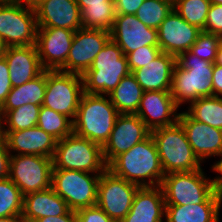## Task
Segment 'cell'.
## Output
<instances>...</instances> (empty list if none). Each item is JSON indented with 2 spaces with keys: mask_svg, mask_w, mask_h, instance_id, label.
<instances>
[{
  "mask_svg": "<svg viewBox=\"0 0 222 222\" xmlns=\"http://www.w3.org/2000/svg\"><path fill=\"white\" fill-rule=\"evenodd\" d=\"M107 170L140 187L160 186L165 176L157 146L151 134L130 150L115 157L107 165Z\"/></svg>",
  "mask_w": 222,
  "mask_h": 222,
  "instance_id": "cell-1",
  "label": "cell"
},
{
  "mask_svg": "<svg viewBox=\"0 0 222 222\" xmlns=\"http://www.w3.org/2000/svg\"><path fill=\"white\" fill-rule=\"evenodd\" d=\"M213 69L214 63L202 60L190 51L176 57L170 94L178 107L200 97L213 96Z\"/></svg>",
  "mask_w": 222,
  "mask_h": 222,
  "instance_id": "cell-2",
  "label": "cell"
},
{
  "mask_svg": "<svg viewBox=\"0 0 222 222\" xmlns=\"http://www.w3.org/2000/svg\"><path fill=\"white\" fill-rule=\"evenodd\" d=\"M101 94L84 92L73 120V133L79 137L104 146L108 141L115 121L120 114L108 99Z\"/></svg>",
  "mask_w": 222,
  "mask_h": 222,
  "instance_id": "cell-3",
  "label": "cell"
},
{
  "mask_svg": "<svg viewBox=\"0 0 222 222\" xmlns=\"http://www.w3.org/2000/svg\"><path fill=\"white\" fill-rule=\"evenodd\" d=\"M130 73L127 57L110 39L97 54L91 67L82 75L84 92L107 96Z\"/></svg>",
  "mask_w": 222,
  "mask_h": 222,
  "instance_id": "cell-4",
  "label": "cell"
},
{
  "mask_svg": "<svg viewBox=\"0 0 222 222\" xmlns=\"http://www.w3.org/2000/svg\"><path fill=\"white\" fill-rule=\"evenodd\" d=\"M160 163L165 174L201 169V161L194 154L182 125L175 124L151 130Z\"/></svg>",
  "mask_w": 222,
  "mask_h": 222,
  "instance_id": "cell-5",
  "label": "cell"
},
{
  "mask_svg": "<svg viewBox=\"0 0 222 222\" xmlns=\"http://www.w3.org/2000/svg\"><path fill=\"white\" fill-rule=\"evenodd\" d=\"M53 169L80 170L102 174L107 170L103 149L97 143L72 133L57 141Z\"/></svg>",
  "mask_w": 222,
  "mask_h": 222,
  "instance_id": "cell-6",
  "label": "cell"
},
{
  "mask_svg": "<svg viewBox=\"0 0 222 222\" xmlns=\"http://www.w3.org/2000/svg\"><path fill=\"white\" fill-rule=\"evenodd\" d=\"M204 174L202 169L165 174L160 185L165 205L203 203L216 190L214 179Z\"/></svg>",
  "mask_w": 222,
  "mask_h": 222,
  "instance_id": "cell-7",
  "label": "cell"
},
{
  "mask_svg": "<svg viewBox=\"0 0 222 222\" xmlns=\"http://www.w3.org/2000/svg\"><path fill=\"white\" fill-rule=\"evenodd\" d=\"M100 176L80 170L53 169L51 188L66 201L70 210L77 211L96 205Z\"/></svg>",
  "mask_w": 222,
  "mask_h": 222,
  "instance_id": "cell-8",
  "label": "cell"
},
{
  "mask_svg": "<svg viewBox=\"0 0 222 222\" xmlns=\"http://www.w3.org/2000/svg\"><path fill=\"white\" fill-rule=\"evenodd\" d=\"M84 93L83 77L60 70H46L43 106L64 114L73 121Z\"/></svg>",
  "mask_w": 222,
  "mask_h": 222,
  "instance_id": "cell-9",
  "label": "cell"
},
{
  "mask_svg": "<svg viewBox=\"0 0 222 222\" xmlns=\"http://www.w3.org/2000/svg\"><path fill=\"white\" fill-rule=\"evenodd\" d=\"M37 30L33 6L17 2L0 5V39L7 47L35 45Z\"/></svg>",
  "mask_w": 222,
  "mask_h": 222,
  "instance_id": "cell-10",
  "label": "cell"
},
{
  "mask_svg": "<svg viewBox=\"0 0 222 222\" xmlns=\"http://www.w3.org/2000/svg\"><path fill=\"white\" fill-rule=\"evenodd\" d=\"M52 158L39 155H12L9 178L20 189L23 196L51 187Z\"/></svg>",
  "mask_w": 222,
  "mask_h": 222,
  "instance_id": "cell-11",
  "label": "cell"
},
{
  "mask_svg": "<svg viewBox=\"0 0 222 222\" xmlns=\"http://www.w3.org/2000/svg\"><path fill=\"white\" fill-rule=\"evenodd\" d=\"M139 187L106 170L98 181L96 205L111 219L120 222L130 211Z\"/></svg>",
  "mask_w": 222,
  "mask_h": 222,
  "instance_id": "cell-12",
  "label": "cell"
},
{
  "mask_svg": "<svg viewBox=\"0 0 222 222\" xmlns=\"http://www.w3.org/2000/svg\"><path fill=\"white\" fill-rule=\"evenodd\" d=\"M110 39V32L103 29L80 28L75 31L66 64L60 71L82 76Z\"/></svg>",
  "mask_w": 222,
  "mask_h": 222,
  "instance_id": "cell-13",
  "label": "cell"
},
{
  "mask_svg": "<svg viewBox=\"0 0 222 222\" xmlns=\"http://www.w3.org/2000/svg\"><path fill=\"white\" fill-rule=\"evenodd\" d=\"M150 134L151 130L136 114H119L108 141L102 147L106 164Z\"/></svg>",
  "mask_w": 222,
  "mask_h": 222,
  "instance_id": "cell-14",
  "label": "cell"
},
{
  "mask_svg": "<svg viewBox=\"0 0 222 222\" xmlns=\"http://www.w3.org/2000/svg\"><path fill=\"white\" fill-rule=\"evenodd\" d=\"M74 33L65 28H38L35 45L44 70H60L66 64Z\"/></svg>",
  "mask_w": 222,
  "mask_h": 222,
  "instance_id": "cell-15",
  "label": "cell"
},
{
  "mask_svg": "<svg viewBox=\"0 0 222 222\" xmlns=\"http://www.w3.org/2000/svg\"><path fill=\"white\" fill-rule=\"evenodd\" d=\"M110 35L125 56L144 46H159L158 29L147 27L136 15L116 14Z\"/></svg>",
  "mask_w": 222,
  "mask_h": 222,
  "instance_id": "cell-16",
  "label": "cell"
},
{
  "mask_svg": "<svg viewBox=\"0 0 222 222\" xmlns=\"http://www.w3.org/2000/svg\"><path fill=\"white\" fill-rule=\"evenodd\" d=\"M202 32L198 27L185 21L174 9L158 28V43L162 52L177 57L194 45Z\"/></svg>",
  "mask_w": 222,
  "mask_h": 222,
  "instance_id": "cell-17",
  "label": "cell"
},
{
  "mask_svg": "<svg viewBox=\"0 0 222 222\" xmlns=\"http://www.w3.org/2000/svg\"><path fill=\"white\" fill-rule=\"evenodd\" d=\"M178 108L170 92L144 91L135 114L153 130L175 124L179 117Z\"/></svg>",
  "mask_w": 222,
  "mask_h": 222,
  "instance_id": "cell-18",
  "label": "cell"
},
{
  "mask_svg": "<svg viewBox=\"0 0 222 222\" xmlns=\"http://www.w3.org/2000/svg\"><path fill=\"white\" fill-rule=\"evenodd\" d=\"M38 28H82L81 10L75 0H40L33 6Z\"/></svg>",
  "mask_w": 222,
  "mask_h": 222,
  "instance_id": "cell-19",
  "label": "cell"
},
{
  "mask_svg": "<svg viewBox=\"0 0 222 222\" xmlns=\"http://www.w3.org/2000/svg\"><path fill=\"white\" fill-rule=\"evenodd\" d=\"M182 125L194 154L201 161L211 156H222V130L194 120L187 112L179 113Z\"/></svg>",
  "mask_w": 222,
  "mask_h": 222,
  "instance_id": "cell-20",
  "label": "cell"
},
{
  "mask_svg": "<svg viewBox=\"0 0 222 222\" xmlns=\"http://www.w3.org/2000/svg\"><path fill=\"white\" fill-rule=\"evenodd\" d=\"M0 132L4 135L9 152L53 158L57 140L38 126L19 131Z\"/></svg>",
  "mask_w": 222,
  "mask_h": 222,
  "instance_id": "cell-21",
  "label": "cell"
},
{
  "mask_svg": "<svg viewBox=\"0 0 222 222\" xmlns=\"http://www.w3.org/2000/svg\"><path fill=\"white\" fill-rule=\"evenodd\" d=\"M4 58L7 61L12 87L25 84L44 71L36 45L7 47Z\"/></svg>",
  "mask_w": 222,
  "mask_h": 222,
  "instance_id": "cell-22",
  "label": "cell"
},
{
  "mask_svg": "<svg viewBox=\"0 0 222 222\" xmlns=\"http://www.w3.org/2000/svg\"><path fill=\"white\" fill-rule=\"evenodd\" d=\"M164 215L165 200L162 188L145 186L138 188L130 211L120 222H163Z\"/></svg>",
  "mask_w": 222,
  "mask_h": 222,
  "instance_id": "cell-23",
  "label": "cell"
},
{
  "mask_svg": "<svg viewBox=\"0 0 222 222\" xmlns=\"http://www.w3.org/2000/svg\"><path fill=\"white\" fill-rule=\"evenodd\" d=\"M175 65L176 57L174 55L161 52L156 59L144 67L134 70L132 74L143 91L170 92Z\"/></svg>",
  "mask_w": 222,
  "mask_h": 222,
  "instance_id": "cell-24",
  "label": "cell"
},
{
  "mask_svg": "<svg viewBox=\"0 0 222 222\" xmlns=\"http://www.w3.org/2000/svg\"><path fill=\"white\" fill-rule=\"evenodd\" d=\"M222 194L215 190L201 204L165 205L166 222H219Z\"/></svg>",
  "mask_w": 222,
  "mask_h": 222,
  "instance_id": "cell-25",
  "label": "cell"
},
{
  "mask_svg": "<svg viewBox=\"0 0 222 222\" xmlns=\"http://www.w3.org/2000/svg\"><path fill=\"white\" fill-rule=\"evenodd\" d=\"M69 210L66 201L50 187L23 196L21 216L25 222H34L47 216L64 215Z\"/></svg>",
  "mask_w": 222,
  "mask_h": 222,
  "instance_id": "cell-26",
  "label": "cell"
},
{
  "mask_svg": "<svg viewBox=\"0 0 222 222\" xmlns=\"http://www.w3.org/2000/svg\"><path fill=\"white\" fill-rule=\"evenodd\" d=\"M46 89V70L39 76L26 82L25 84L12 87L7 95L6 101L0 108V118L8 111L31 103L33 105H43Z\"/></svg>",
  "mask_w": 222,
  "mask_h": 222,
  "instance_id": "cell-27",
  "label": "cell"
},
{
  "mask_svg": "<svg viewBox=\"0 0 222 222\" xmlns=\"http://www.w3.org/2000/svg\"><path fill=\"white\" fill-rule=\"evenodd\" d=\"M81 10L82 28L111 31L115 20L114 0H75Z\"/></svg>",
  "mask_w": 222,
  "mask_h": 222,
  "instance_id": "cell-28",
  "label": "cell"
},
{
  "mask_svg": "<svg viewBox=\"0 0 222 222\" xmlns=\"http://www.w3.org/2000/svg\"><path fill=\"white\" fill-rule=\"evenodd\" d=\"M143 92L135 76L130 73L123 77L116 88L107 96L120 114H135L139 108Z\"/></svg>",
  "mask_w": 222,
  "mask_h": 222,
  "instance_id": "cell-29",
  "label": "cell"
},
{
  "mask_svg": "<svg viewBox=\"0 0 222 222\" xmlns=\"http://www.w3.org/2000/svg\"><path fill=\"white\" fill-rule=\"evenodd\" d=\"M186 111L194 120L222 130V97H200Z\"/></svg>",
  "mask_w": 222,
  "mask_h": 222,
  "instance_id": "cell-30",
  "label": "cell"
},
{
  "mask_svg": "<svg viewBox=\"0 0 222 222\" xmlns=\"http://www.w3.org/2000/svg\"><path fill=\"white\" fill-rule=\"evenodd\" d=\"M40 108V105L28 103L6 112L0 118V131H19L37 126Z\"/></svg>",
  "mask_w": 222,
  "mask_h": 222,
  "instance_id": "cell-31",
  "label": "cell"
},
{
  "mask_svg": "<svg viewBox=\"0 0 222 222\" xmlns=\"http://www.w3.org/2000/svg\"><path fill=\"white\" fill-rule=\"evenodd\" d=\"M37 126L57 141L73 133V121L69 117L43 105L40 108Z\"/></svg>",
  "mask_w": 222,
  "mask_h": 222,
  "instance_id": "cell-32",
  "label": "cell"
},
{
  "mask_svg": "<svg viewBox=\"0 0 222 222\" xmlns=\"http://www.w3.org/2000/svg\"><path fill=\"white\" fill-rule=\"evenodd\" d=\"M173 10V0H144L136 17L147 27L158 29Z\"/></svg>",
  "mask_w": 222,
  "mask_h": 222,
  "instance_id": "cell-33",
  "label": "cell"
},
{
  "mask_svg": "<svg viewBox=\"0 0 222 222\" xmlns=\"http://www.w3.org/2000/svg\"><path fill=\"white\" fill-rule=\"evenodd\" d=\"M209 0H173V9L189 24L204 30Z\"/></svg>",
  "mask_w": 222,
  "mask_h": 222,
  "instance_id": "cell-34",
  "label": "cell"
},
{
  "mask_svg": "<svg viewBox=\"0 0 222 222\" xmlns=\"http://www.w3.org/2000/svg\"><path fill=\"white\" fill-rule=\"evenodd\" d=\"M23 195L10 178L0 180V218L21 216Z\"/></svg>",
  "mask_w": 222,
  "mask_h": 222,
  "instance_id": "cell-35",
  "label": "cell"
},
{
  "mask_svg": "<svg viewBox=\"0 0 222 222\" xmlns=\"http://www.w3.org/2000/svg\"><path fill=\"white\" fill-rule=\"evenodd\" d=\"M221 41V37L202 31L189 51L202 60L215 63Z\"/></svg>",
  "mask_w": 222,
  "mask_h": 222,
  "instance_id": "cell-36",
  "label": "cell"
},
{
  "mask_svg": "<svg viewBox=\"0 0 222 222\" xmlns=\"http://www.w3.org/2000/svg\"><path fill=\"white\" fill-rule=\"evenodd\" d=\"M162 52L159 46H144L126 55L131 73L147 65Z\"/></svg>",
  "mask_w": 222,
  "mask_h": 222,
  "instance_id": "cell-37",
  "label": "cell"
},
{
  "mask_svg": "<svg viewBox=\"0 0 222 222\" xmlns=\"http://www.w3.org/2000/svg\"><path fill=\"white\" fill-rule=\"evenodd\" d=\"M203 32L215 34L222 38V5L211 4Z\"/></svg>",
  "mask_w": 222,
  "mask_h": 222,
  "instance_id": "cell-38",
  "label": "cell"
},
{
  "mask_svg": "<svg viewBox=\"0 0 222 222\" xmlns=\"http://www.w3.org/2000/svg\"><path fill=\"white\" fill-rule=\"evenodd\" d=\"M76 214L77 222H116L97 205L81 208Z\"/></svg>",
  "mask_w": 222,
  "mask_h": 222,
  "instance_id": "cell-39",
  "label": "cell"
},
{
  "mask_svg": "<svg viewBox=\"0 0 222 222\" xmlns=\"http://www.w3.org/2000/svg\"><path fill=\"white\" fill-rule=\"evenodd\" d=\"M12 89L10 73L5 58L0 60V108L6 101L7 95Z\"/></svg>",
  "mask_w": 222,
  "mask_h": 222,
  "instance_id": "cell-40",
  "label": "cell"
},
{
  "mask_svg": "<svg viewBox=\"0 0 222 222\" xmlns=\"http://www.w3.org/2000/svg\"><path fill=\"white\" fill-rule=\"evenodd\" d=\"M11 154L7 148L4 135L0 132V180L9 178Z\"/></svg>",
  "mask_w": 222,
  "mask_h": 222,
  "instance_id": "cell-41",
  "label": "cell"
},
{
  "mask_svg": "<svg viewBox=\"0 0 222 222\" xmlns=\"http://www.w3.org/2000/svg\"><path fill=\"white\" fill-rule=\"evenodd\" d=\"M144 0H114L116 14L135 15Z\"/></svg>",
  "mask_w": 222,
  "mask_h": 222,
  "instance_id": "cell-42",
  "label": "cell"
},
{
  "mask_svg": "<svg viewBox=\"0 0 222 222\" xmlns=\"http://www.w3.org/2000/svg\"><path fill=\"white\" fill-rule=\"evenodd\" d=\"M213 86V96L221 97L222 95V66L214 63L213 74L211 77Z\"/></svg>",
  "mask_w": 222,
  "mask_h": 222,
  "instance_id": "cell-43",
  "label": "cell"
},
{
  "mask_svg": "<svg viewBox=\"0 0 222 222\" xmlns=\"http://www.w3.org/2000/svg\"><path fill=\"white\" fill-rule=\"evenodd\" d=\"M34 222H77V214L74 210H69L64 215L47 216L35 220Z\"/></svg>",
  "mask_w": 222,
  "mask_h": 222,
  "instance_id": "cell-44",
  "label": "cell"
},
{
  "mask_svg": "<svg viewBox=\"0 0 222 222\" xmlns=\"http://www.w3.org/2000/svg\"><path fill=\"white\" fill-rule=\"evenodd\" d=\"M220 158H222V156ZM212 170L222 175V159L214 163ZM214 181L216 190L222 194V176H218L217 178L215 177Z\"/></svg>",
  "mask_w": 222,
  "mask_h": 222,
  "instance_id": "cell-45",
  "label": "cell"
},
{
  "mask_svg": "<svg viewBox=\"0 0 222 222\" xmlns=\"http://www.w3.org/2000/svg\"><path fill=\"white\" fill-rule=\"evenodd\" d=\"M0 222H25L22 216L0 218Z\"/></svg>",
  "mask_w": 222,
  "mask_h": 222,
  "instance_id": "cell-46",
  "label": "cell"
},
{
  "mask_svg": "<svg viewBox=\"0 0 222 222\" xmlns=\"http://www.w3.org/2000/svg\"><path fill=\"white\" fill-rule=\"evenodd\" d=\"M215 64L222 66V41L220 42V46L217 52Z\"/></svg>",
  "mask_w": 222,
  "mask_h": 222,
  "instance_id": "cell-47",
  "label": "cell"
},
{
  "mask_svg": "<svg viewBox=\"0 0 222 222\" xmlns=\"http://www.w3.org/2000/svg\"><path fill=\"white\" fill-rule=\"evenodd\" d=\"M40 0H17V3H22L25 5L34 6L36 5Z\"/></svg>",
  "mask_w": 222,
  "mask_h": 222,
  "instance_id": "cell-48",
  "label": "cell"
},
{
  "mask_svg": "<svg viewBox=\"0 0 222 222\" xmlns=\"http://www.w3.org/2000/svg\"><path fill=\"white\" fill-rule=\"evenodd\" d=\"M7 46L4 44V42L0 39V60H2L5 56V50Z\"/></svg>",
  "mask_w": 222,
  "mask_h": 222,
  "instance_id": "cell-49",
  "label": "cell"
},
{
  "mask_svg": "<svg viewBox=\"0 0 222 222\" xmlns=\"http://www.w3.org/2000/svg\"><path fill=\"white\" fill-rule=\"evenodd\" d=\"M17 0H0V5L2 4H13L16 3Z\"/></svg>",
  "mask_w": 222,
  "mask_h": 222,
  "instance_id": "cell-50",
  "label": "cell"
},
{
  "mask_svg": "<svg viewBox=\"0 0 222 222\" xmlns=\"http://www.w3.org/2000/svg\"><path fill=\"white\" fill-rule=\"evenodd\" d=\"M210 4H220L222 5V0H209Z\"/></svg>",
  "mask_w": 222,
  "mask_h": 222,
  "instance_id": "cell-51",
  "label": "cell"
}]
</instances>
